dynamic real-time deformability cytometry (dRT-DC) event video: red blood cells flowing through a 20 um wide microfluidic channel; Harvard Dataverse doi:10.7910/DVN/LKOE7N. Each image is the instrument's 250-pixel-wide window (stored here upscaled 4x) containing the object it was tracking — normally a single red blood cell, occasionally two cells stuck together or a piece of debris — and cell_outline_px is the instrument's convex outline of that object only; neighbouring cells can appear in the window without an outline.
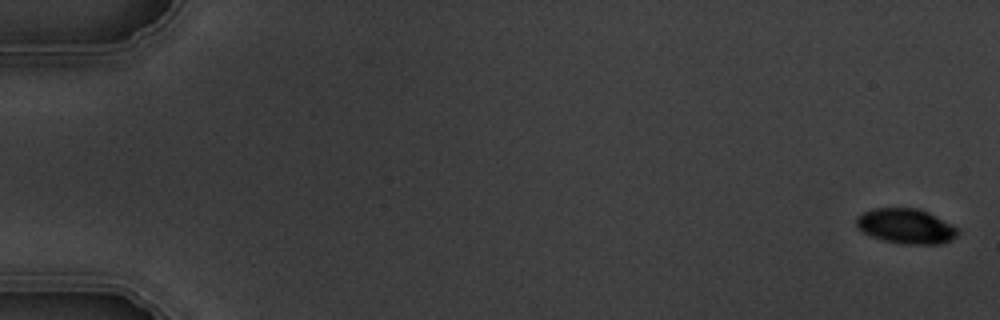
{"species": "common noctule bat (a hibernating species)", "species_latin": "Nyctalus noctula", "temperature_condition": "warm", "stored_images_in_passage": 6, "camera_frame_rate_fps": 3000, "um_per_image_px": 0.085, "animal": {"sex": "male", "body_mass_g": 19.5, "forearm_length_mm": 54.6}, "frame": {"image": 1, "passage_image": 1, "time_ms": 0.0, "image_size_px": [1000, 320], "cell_outline_px": [[960, 232], [952, 240], [940, 244], [904, 244], [884, 240], [872, 236], [864, 232], [856, 224], [856, 220], [864, 212], [876, 208], [920, 208], [928, 212], [956, 228]], "centroid_in_image_um": [77.03, 19.23], "position_along_channel_um": 8.0, "area_um2": 20.29}}
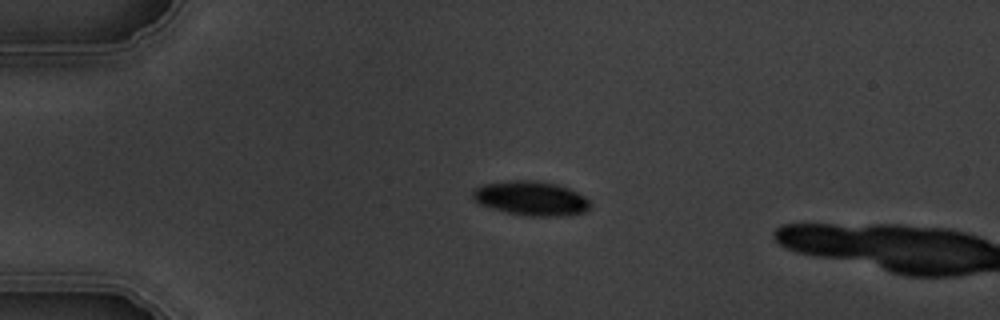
{"frame": {"image": 2, "passage_image": 5, "time_ms": 4.333, "image_size_px": [1000, 320], "cell_outline_px": [[592, 208], [584, 212], [568, 216], [524, 216], [492, 208], [480, 204], [472, 200], [472, 192], [476, 188], [484, 184], [508, 180], [536, 180], [556, 184], [568, 188], [584, 196], [592, 204]], "centroid_in_image_um": [45.16, 16.86], "position_along_channel_um": 39.8, "area_um2": 23.7}}